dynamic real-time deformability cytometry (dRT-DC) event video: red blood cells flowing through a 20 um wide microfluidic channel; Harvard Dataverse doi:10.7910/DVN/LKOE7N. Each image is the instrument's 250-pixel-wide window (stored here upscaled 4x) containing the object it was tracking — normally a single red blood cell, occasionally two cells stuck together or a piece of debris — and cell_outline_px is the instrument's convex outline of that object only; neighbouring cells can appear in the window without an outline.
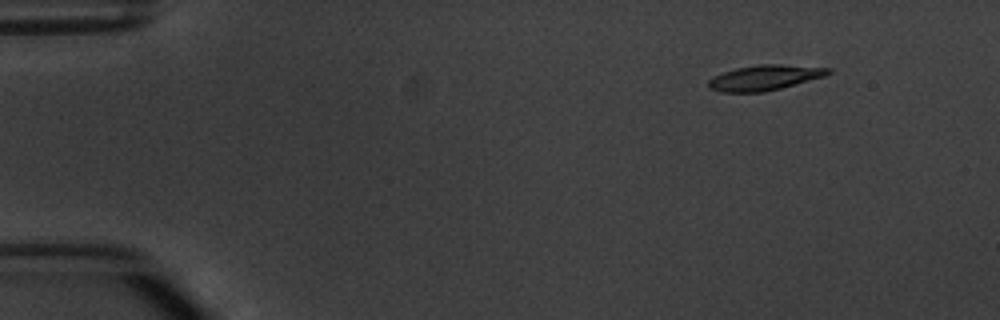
{"species": "common noctule bat (a hibernating species)", "species_latin": "Nyctalus noctula", "temperature_condition": "warm", "stored_images_in_passage": 8, "camera_frame_rate_fps": 3000, "um_per_image_px": 0.085, "animal": {"sex": "male", "body_mass_g": 20.1, "forearm_length_mm": 53.5}, "frame": {"image": 1, "passage_image": 2, "time_ms": 2.0, "image_size_px": [1000, 320], "cell_outline_px": [[832, 72], [824, 76], [780, 88], [764, 92], [720, 92], [708, 88], [708, 80], [724, 72], [736, 68], [760, 64], [780, 64], [832, 68]], "centroid_in_image_um": [64.99, 6.6], "position_along_channel_um": 20.0, "area_um2": 17.46}}
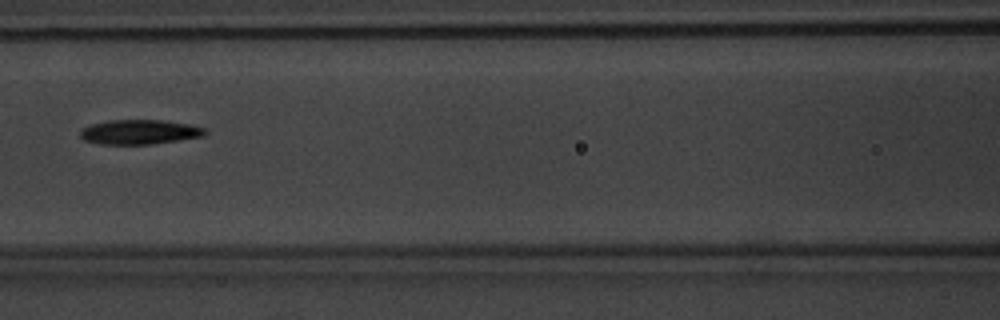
{"frame": {"image": 2, "passage_image": 7, "time_ms": 8.0, "image_size_px": [1000, 320], "cell_outline_px": [[208, 132], [204, 136], [152, 144], [104, 144], [84, 140], [80, 136], [80, 128], [92, 124], [108, 120], [160, 120], [188, 124], [204, 128]], "centroid_in_image_um": [11.84, 11.21], "position_along_channel_um": 154.8, "area_um2": 17.8}}
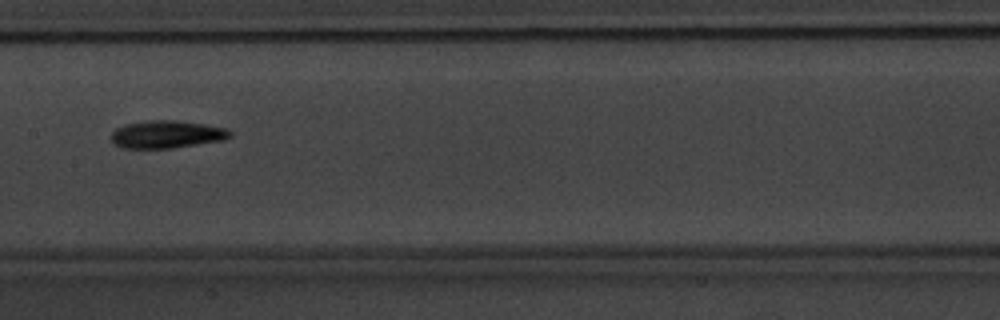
{"frame": {"image": 3, "passage_image": 8, "time_ms": 9.0, "image_size_px": [1000, 320], "cell_outline_px": [[232, 136], [224, 140], [172, 148], [124, 148], [112, 144], [112, 132], [116, 128], [124, 124], [144, 120], [176, 120], [204, 124], [228, 128], [232, 132]], "centroid_in_image_um": [14.18, 11.41], "position_along_channel_um": 193.2, "area_um2": 19.36}}